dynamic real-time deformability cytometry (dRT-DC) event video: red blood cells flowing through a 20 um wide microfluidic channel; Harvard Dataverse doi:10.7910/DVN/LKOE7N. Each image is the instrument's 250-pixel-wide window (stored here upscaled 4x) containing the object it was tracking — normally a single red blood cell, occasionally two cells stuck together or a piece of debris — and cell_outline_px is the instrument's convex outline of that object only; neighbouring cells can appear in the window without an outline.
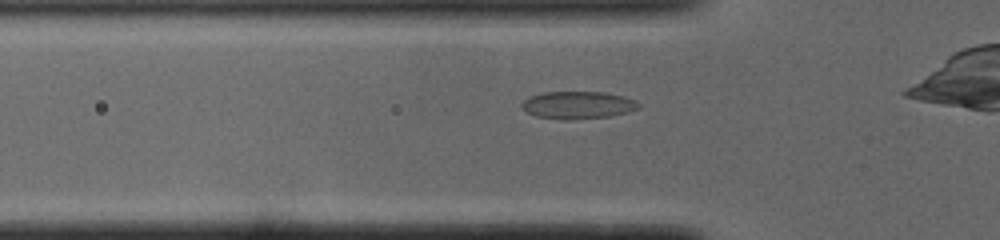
{"species": "common noctule bat (a hibernating species)", "species_latin": "Nyctalus noctula", "temperature_condition": "cold", "stored_images_in_passage": 28, "camera_frame_rate_fps": 3000, "um_per_image_px": 0.085, "animal": {"sex": "male", "body_mass_g": 19.0, "forearm_length_mm": 50.8}, "frame": {"image": 1, "passage_image": 3, "time_ms": 0.667, "image_size_px": [1000, 240], "cell_outline_px": [[640, 108], [628, 112], [612, 116], [568, 120], [564, 120], [536, 116], [528, 112], [520, 104], [528, 96], [544, 92], [604, 92], [624, 96], [636, 100], [640, 104]], "centroid_in_image_um": [49.15, 8.93], "position_along_channel_um": 76.7, "area_um2": 18.84}}
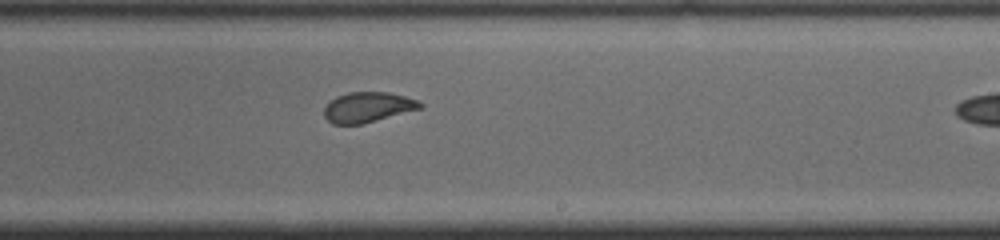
{"frame": {"image": 2, "passage_image": 17, "time_ms": 5.333, "image_size_px": [1000, 240], "cell_outline_px": [[424, 108], [360, 124], [332, 124], [324, 116], [324, 108], [336, 96], [348, 92], [388, 92], [420, 100], [424, 104]], "centroid_in_image_um": [31.31, 9.1], "position_along_channel_um": 257.7, "area_um2": 16.94}}
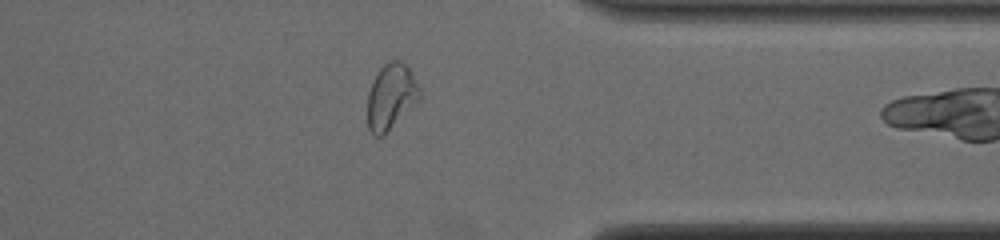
{"frame": {"image": 3, "passage_image": 27, "time_ms": 8.667, "image_size_px": [1000, 240], "cell_outline_px": [[420, 96], [384, 136], [372, 136], [368, 128], [368, 92], [380, 68], [384, 64], [392, 60], [400, 60], [408, 68], [420, 88]], "centroid_in_image_um": [33.2, 8.23], "position_along_channel_um": 378.2, "area_um2": 19.42}}